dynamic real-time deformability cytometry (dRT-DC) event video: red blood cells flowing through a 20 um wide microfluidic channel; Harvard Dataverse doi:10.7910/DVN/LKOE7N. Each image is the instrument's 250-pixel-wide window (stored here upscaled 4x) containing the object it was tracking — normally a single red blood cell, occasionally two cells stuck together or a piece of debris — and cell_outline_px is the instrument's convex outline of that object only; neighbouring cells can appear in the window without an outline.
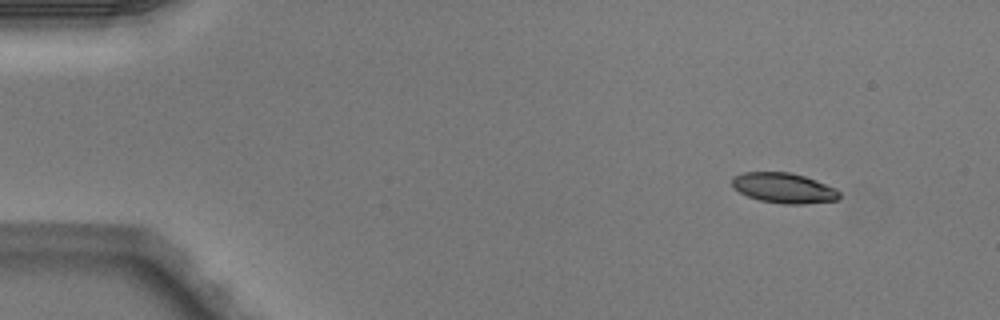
{"species": "Egyptian fruit bat (a non-hibernating species)", "species_latin": "Rousettus aegyptiacus", "temperature_condition": "warm", "stored_images_in_passage": 6, "camera_frame_rate_fps": 3000, "um_per_image_px": 0.085, "animal": {"sex": "male"}, "frame": {"image": 1, "passage_image": 1, "time_ms": 0.0, "image_size_px": [1000, 320], "cell_outline_px": [[840, 196], [836, 200], [804, 204], [784, 204], [760, 200], [748, 196], [732, 188], [732, 176], [744, 172], [792, 172], [816, 180], [836, 188], [840, 192]], "centroid_in_image_um": [66.61, 15.97], "position_along_channel_um": 18.4, "area_um2": 18.96}}
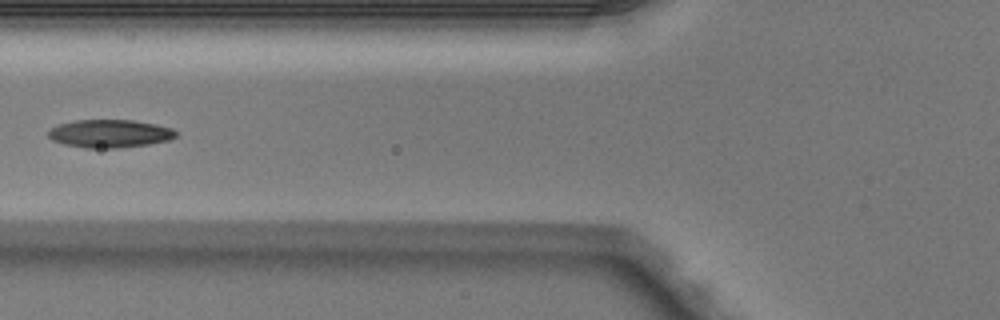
{"frame": {"image": 2, "passage_image": 5, "time_ms": 1.333, "image_size_px": [1000, 320], "cell_outline_px": [[176, 136], [168, 140], [148, 144], [116, 148], [84, 148], [64, 144], [52, 140], [48, 136], [48, 132], [52, 128], [60, 124], [76, 120], [132, 120], [156, 124], [172, 128], [176, 132]], "centroid_in_image_um": [9.32, 11.35], "position_along_channel_um": 116.5, "area_um2": 20.69}}
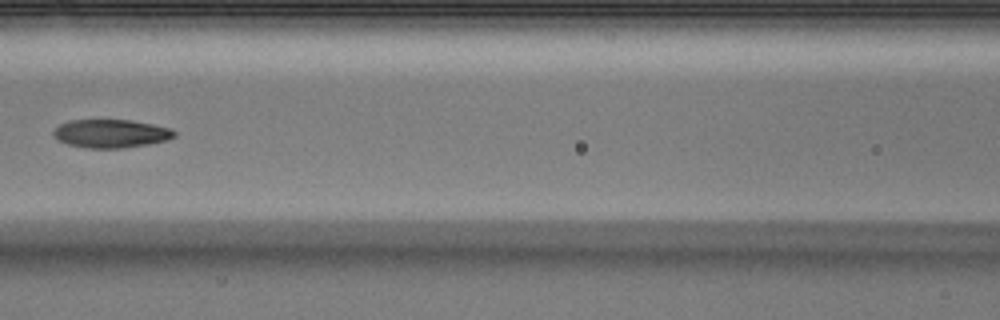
{"frame": {"image": 3, "passage_image": 6, "time_ms": 1.667, "image_size_px": [1000, 320], "cell_outline_px": [[176, 136], [168, 140], [148, 144], [124, 148], [88, 148], [68, 144], [56, 140], [52, 132], [60, 124], [72, 120], [132, 120], [172, 128], [176, 132]], "centroid_in_image_um": [9.46, 11.35], "position_along_channel_um": 157.1, "area_um2": 20.06}}